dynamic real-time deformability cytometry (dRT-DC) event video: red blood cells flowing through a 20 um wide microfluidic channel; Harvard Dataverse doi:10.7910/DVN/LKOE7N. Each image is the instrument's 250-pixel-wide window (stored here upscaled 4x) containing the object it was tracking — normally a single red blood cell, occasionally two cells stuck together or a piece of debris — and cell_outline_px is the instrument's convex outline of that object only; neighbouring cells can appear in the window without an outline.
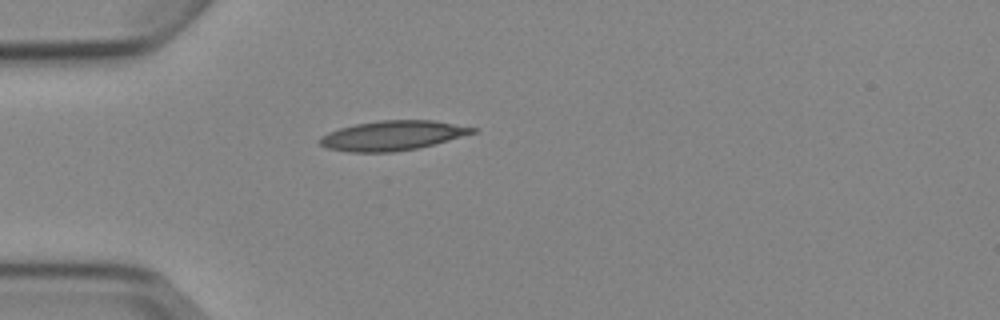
{"species": "Egyptian fruit bat (a non-hibernating species)", "species_latin": "Rousettus aegyptiacus", "temperature_condition": "cold", "stored_images_in_passage": 1, "camera_frame_rate_fps": 3000, "um_per_image_px": 0.085, "animal": {"sex": "female"}, "frame": {"image": 1, "passage_image": 1, "time_ms": 0.0, "image_size_px": [1000, 320], "cell_outline_px": [[476, 132], [448, 140], [416, 148], [392, 152], [348, 152], [328, 148], [320, 144], [320, 136], [328, 132], [340, 128], [356, 124], [376, 120], [432, 120], [476, 128]], "centroid_in_image_um": [33.32, 11.51], "position_along_channel_um": 51.7, "area_um2": 26.07}}